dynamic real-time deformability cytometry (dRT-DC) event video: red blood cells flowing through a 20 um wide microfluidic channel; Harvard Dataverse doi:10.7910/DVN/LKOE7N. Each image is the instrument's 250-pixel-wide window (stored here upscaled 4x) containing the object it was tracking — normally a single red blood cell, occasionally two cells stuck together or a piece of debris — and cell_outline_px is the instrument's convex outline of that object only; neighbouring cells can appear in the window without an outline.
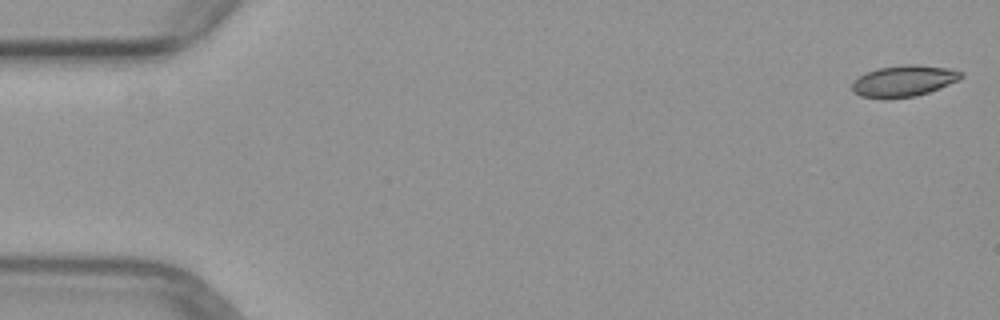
{"species": "common noctule bat (a hibernating species)", "species_latin": "Nyctalus noctula", "temperature_condition": "warm", "stored_images_in_passage": 5, "camera_frame_rate_fps": 3000, "um_per_image_px": 0.085, "animal": {"sex": "female", "body_mass_g": 29.2, "forearm_length_mm": 56.3}, "frame": {"image": 1, "passage_image": 1, "time_ms": 0.0, "image_size_px": [1000, 320], "cell_outline_px": [[964, 76], [960, 80], [928, 92], [916, 96], [860, 96], [852, 92], [852, 84], [860, 76], [868, 72], [880, 68], [908, 64], [916, 64], [948, 68], [964, 72]], "centroid_in_image_um": [76.9, 6.84], "position_along_channel_um": 8.1, "area_um2": 19.19}}
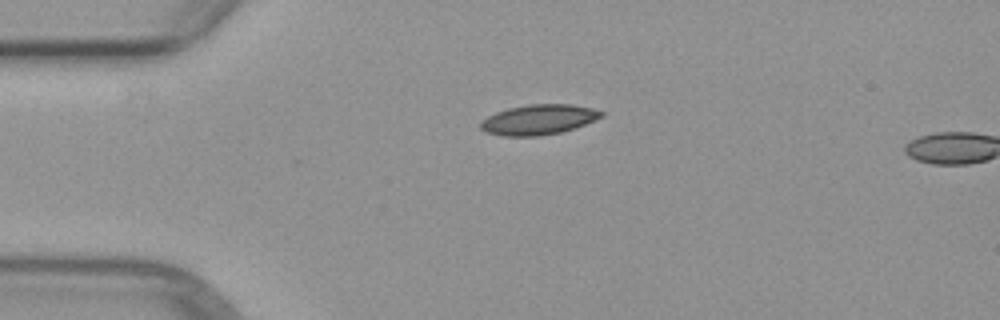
{"frame": {"image": 2, "passage_image": 4, "time_ms": 3.667, "image_size_px": [1000, 320], "cell_outline_px": [[604, 116], [584, 124], [560, 132], [536, 136], [504, 136], [488, 132], [480, 128], [480, 124], [488, 116], [496, 112], [508, 108], [528, 104], [572, 104], [592, 108], [604, 112]], "centroid_in_image_um": [45.79, 10.15], "position_along_channel_um": 39.2, "area_um2": 20.92}}